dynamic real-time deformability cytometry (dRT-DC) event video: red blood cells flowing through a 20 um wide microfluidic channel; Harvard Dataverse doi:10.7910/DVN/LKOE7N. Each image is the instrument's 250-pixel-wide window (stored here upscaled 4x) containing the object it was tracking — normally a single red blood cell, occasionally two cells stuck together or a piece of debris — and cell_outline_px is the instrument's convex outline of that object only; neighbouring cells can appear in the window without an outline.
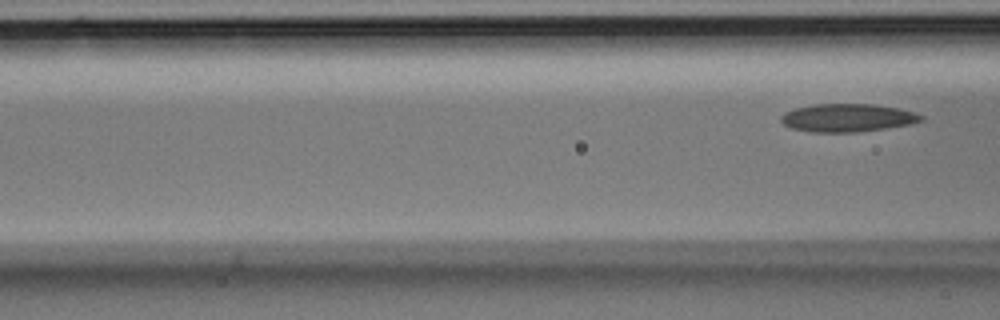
{"species": "Egyptian fruit bat (a non-hibernating species)", "species_latin": "Rousettus aegyptiacus", "temperature_condition": "room temperature", "stored_images_in_passage": 5, "camera_frame_rate_fps": 3000, "um_per_image_px": 0.085, "animal": {"sex": "male"}, "frame": {"image": 1, "passage_image": 5, "time_ms": 1.333, "image_size_px": [1000, 320], "cell_outline_px": [[924, 120], [908, 124], [888, 128], [856, 132], [812, 132], [792, 128], [784, 124], [780, 120], [780, 116], [784, 112], [796, 108], [816, 104], [872, 104], [900, 108], [916, 112], [924, 116]], "centroid_in_image_um": [72.06, 10.01], "position_along_channel_um": 94.5, "area_um2": 22.95}}